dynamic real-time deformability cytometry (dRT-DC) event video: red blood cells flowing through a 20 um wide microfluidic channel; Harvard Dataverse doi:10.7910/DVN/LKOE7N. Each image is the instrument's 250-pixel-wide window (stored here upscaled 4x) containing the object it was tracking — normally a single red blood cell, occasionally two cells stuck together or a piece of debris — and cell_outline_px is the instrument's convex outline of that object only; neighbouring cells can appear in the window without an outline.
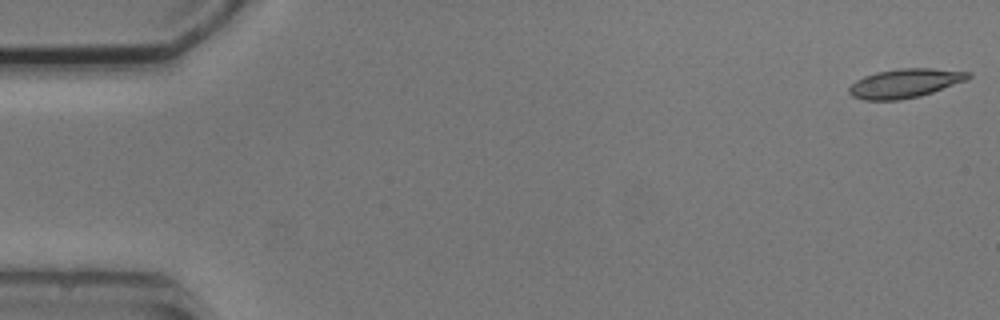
{"species": "common noctule bat (a hibernating species)", "species_latin": "Nyctalus noctula", "temperature_condition": "cold", "stored_images_in_passage": 5, "camera_frame_rate_fps": 3000, "um_per_image_px": 0.085, "animal": {"sex": "male", "body_mass_g": 20.5, "forearm_length_mm": 52.5}, "frame": {"image": 1, "passage_image": 1, "time_ms": 0.0, "image_size_px": [1000, 320], "cell_outline_px": [[972, 76], [968, 80], [920, 96], [900, 100], [864, 100], [852, 96], [848, 92], [848, 88], [856, 80], [864, 76], [876, 72], [900, 68], [932, 68], [972, 72]], "centroid_in_image_um": [76.94, 7.07], "position_along_channel_um": 8.1, "area_um2": 20.29}}
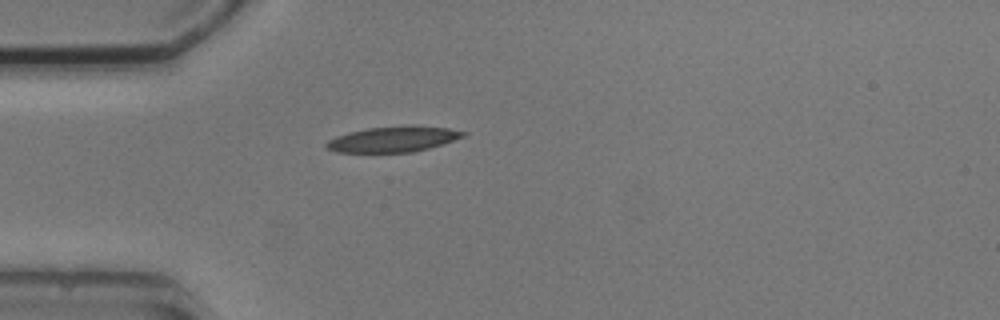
{"frame": {"image": 2, "passage_image": 5, "time_ms": 4.667, "image_size_px": [1000, 320], "cell_outline_px": [[468, 132], [464, 136], [444, 144], [412, 152], [336, 152], [324, 148], [324, 144], [328, 140], [336, 136], [348, 132], [368, 128], [408, 124], [412, 124], [448, 128]], "centroid_in_image_um": [33.42, 11.81], "position_along_channel_um": 51.6, "area_um2": 20.75}}